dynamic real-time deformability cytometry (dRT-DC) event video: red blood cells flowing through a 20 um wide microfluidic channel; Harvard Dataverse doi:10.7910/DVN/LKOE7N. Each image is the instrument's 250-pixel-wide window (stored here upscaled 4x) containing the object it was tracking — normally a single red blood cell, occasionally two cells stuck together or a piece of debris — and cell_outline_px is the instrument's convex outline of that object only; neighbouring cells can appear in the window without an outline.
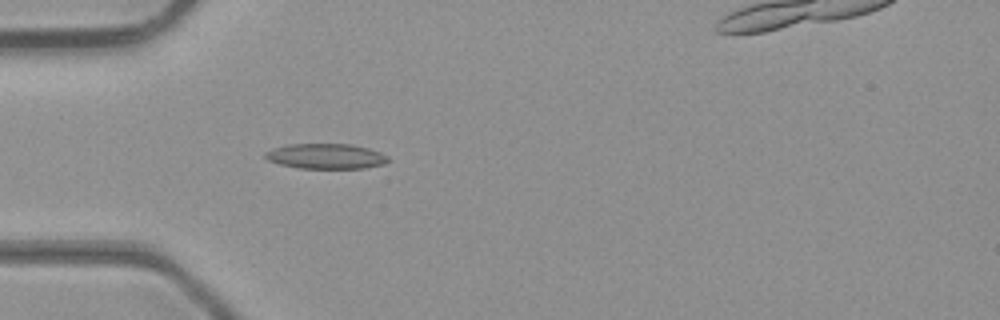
{"species": "common noctule bat (a hibernating species)", "species_latin": "Nyctalus noctula", "temperature_condition": "room temperature", "stored_images_in_passage": 20, "camera_frame_rate_fps": 3000, "um_per_image_px": 0.085, "animal": {"sex": "male", "body_mass_g": 23.1, "forearm_length_mm": 52.7}, "frame": {"image": 1, "passage_image": 6, "time_ms": 1.667, "image_size_px": [1000, 320], "cell_outline_px": [[392, 160], [384, 164], [364, 168], [300, 168], [280, 164], [268, 160], [264, 156], [264, 152], [272, 148], [288, 144], [352, 144], [368, 148], [380, 152], [388, 156]], "centroid_in_image_um": [27.72, 13.27], "position_along_channel_um": 57.3, "area_um2": 18.15}}
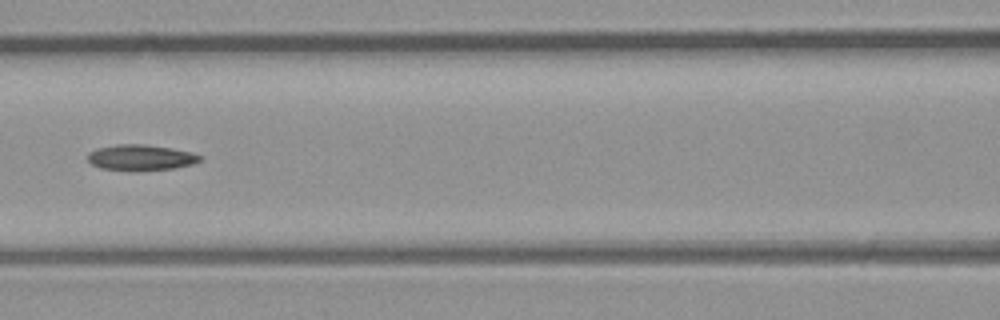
{"frame": {"image": 2, "passage_image": 13, "time_ms": 4.0, "image_size_px": [1000, 320], "cell_outline_px": [[204, 156], [200, 160], [192, 164], [176, 168], [100, 168], [92, 164], [88, 160], [88, 152], [100, 148], [116, 144], [144, 144], [172, 148]], "centroid_in_image_um": [11.98, 13.34], "position_along_channel_um": 154.6, "area_um2": 15.95}}
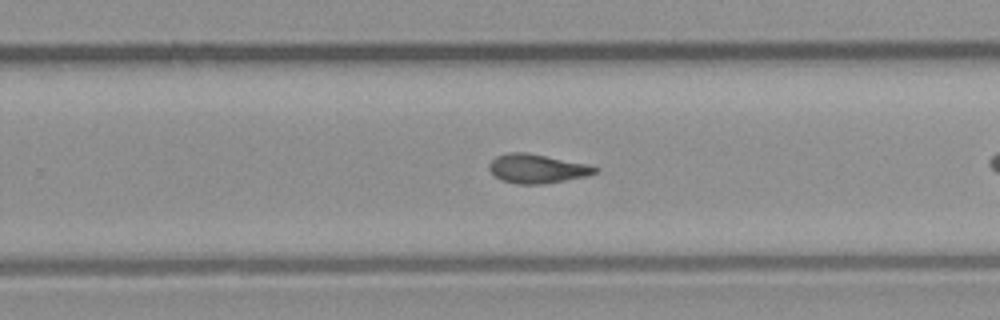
{"frame": {"image": 3, "passage_image": 19, "time_ms": 6.0, "image_size_px": [1000, 320], "cell_outline_px": [[600, 168], [596, 172], [588, 176], [544, 184], [516, 184], [500, 180], [488, 168], [488, 164], [496, 156], [508, 152], [528, 152], [588, 164]], "centroid_in_image_um": [45.65, 14.33], "position_along_channel_um": 284.1, "area_um2": 18.09}}